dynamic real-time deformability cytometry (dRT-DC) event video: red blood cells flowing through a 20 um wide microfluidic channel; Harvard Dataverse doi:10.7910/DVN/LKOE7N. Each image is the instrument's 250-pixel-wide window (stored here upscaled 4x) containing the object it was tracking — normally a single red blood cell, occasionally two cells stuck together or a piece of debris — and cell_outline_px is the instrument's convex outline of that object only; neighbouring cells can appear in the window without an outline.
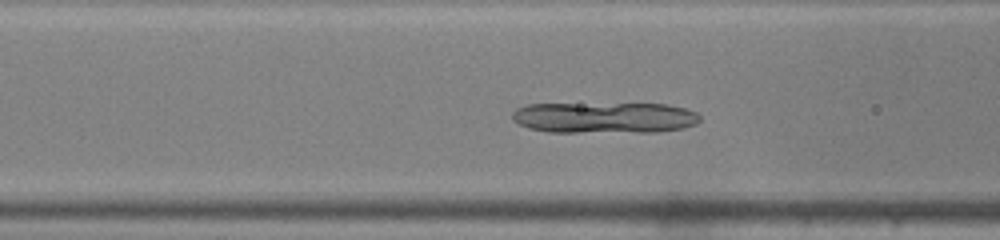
{"species": "common noctule bat (a hibernating species)", "species_latin": "Nyctalus noctula", "temperature_condition": "warm", "stored_images_in_passage": 35, "camera_frame_rate_fps": 3000, "um_per_image_px": 0.085, "animal": {"sex": "male", "body_mass_g": 19.0, "forearm_length_mm": 50.8}, "frame": {"image": 1, "passage_image": 7, "time_ms": 2.0, "image_size_px": [1000, 240], "cell_outline_px": [[700, 120], [696, 124], [684, 128], [660, 132], [548, 132], [528, 128], [512, 120], [512, 112], [516, 108], [528, 104], [664, 104], [684, 108], [696, 112], [700, 116]], "centroid_in_image_um": [51.38, 10.01], "position_along_channel_um": 115.2, "area_um2": 34.22}}
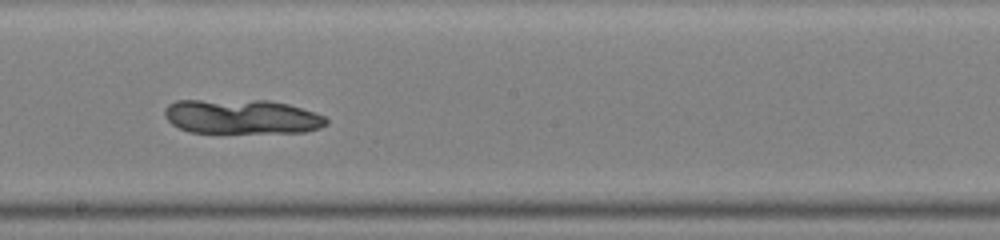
{"frame": {"image": 2, "passage_image": 15, "time_ms": 4.667, "image_size_px": [1000, 240], "cell_outline_px": [[328, 124], [320, 128], [304, 132], [188, 132], [172, 124], [164, 116], [164, 108], [168, 104], [176, 100], [268, 100], [288, 104], [324, 116], [328, 120]], "centroid_in_image_um": [20.51, 9.91], "position_along_channel_um": 227.7, "area_um2": 32.48}}
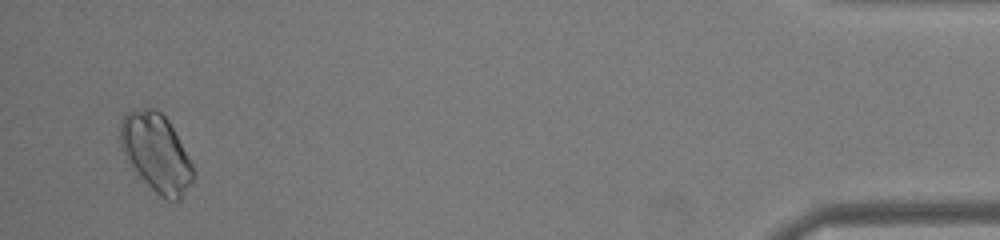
{"frame": {"image": 3, "passage_image": 34, "time_ms": 11.0, "image_size_px": [1000, 240], "cell_outline_px": [[196, 176], [180, 200], [168, 200], [160, 196], [140, 176], [132, 164], [120, 144], [120, 120], [128, 112], [140, 108], [156, 108], [168, 120], [192, 164], [196, 172]], "centroid_in_image_um": [13.31, 12.97], "position_along_channel_um": 421.9, "area_um2": 32.48}}